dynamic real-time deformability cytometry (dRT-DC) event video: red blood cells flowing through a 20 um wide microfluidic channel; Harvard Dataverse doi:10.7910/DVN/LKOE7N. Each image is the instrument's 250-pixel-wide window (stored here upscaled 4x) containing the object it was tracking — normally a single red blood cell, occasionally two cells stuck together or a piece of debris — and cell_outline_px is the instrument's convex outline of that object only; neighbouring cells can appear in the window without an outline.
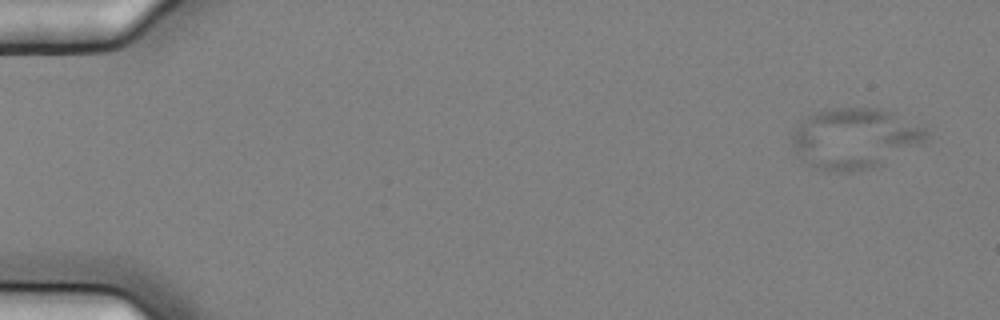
{"species": "common noctule bat (a hibernating species)", "species_latin": "Nyctalus noctula", "temperature_condition": "cold", "stored_images_in_passage": 7, "camera_frame_rate_fps": 3000, "um_per_image_px": 0.085, "animal": {"sex": "female", "body_mass_g": 25.1}, "frame": {"image": 1, "passage_image": 2, "time_ms": 0.333, "image_size_px": [1000, 320], "cell_outline_px": [[928, 136], [920, 144], [884, 164], [872, 168], [856, 172], [828, 172], [812, 168], [800, 160], [796, 156], [792, 144], [792, 136], [800, 124], [808, 116], [816, 112], [832, 108], [876, 108], [896, 112], [924, 128], [928, 132]], "centroid_in_image_um": [72.64, 11.79], "position_along_channel_um": 12.4, "area_um2": 47.74}}
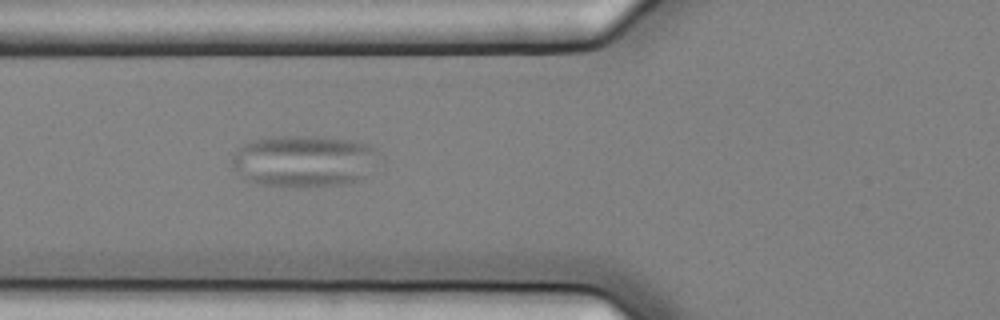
{"frame": {"image": 2, "passage_image": 7, "time_ms": 2.0, "image_size_px": [1000, 320], "cell_outline_px": [[384, 156], [360, 180], [348, 184], [304, 188], [296, 188], [256, 184], [240, 176], [232, 164], [232, 156], [236, 148], [248, 140], [268, 136], [316, 136], [348, 140], [368, 144], [376, 148]], "centroid_in_image_um": [25.84, 13.69], "position_along_channel_um": 100.0, "area_um2": 45.66}}